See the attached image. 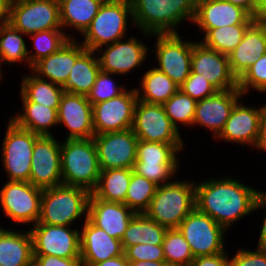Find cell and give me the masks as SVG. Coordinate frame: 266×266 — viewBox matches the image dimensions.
Listing matches in <instances>:
<instances>
[{"mask_svg":"<svg viewBox=\"0 0 266 266\" xmlns=\"http://www.w3.org/2000/svg\"><path fill=\"white\" fill-rule=\"evenodd\" d=\"M258 197L259 189L228 174L195 182L196 208L226 231L254 213Z\"/></svg>","mask_w":266,"mask_h":266,"instance_id":"obj_1","label":"cell"},{"mask_svg":"<svg viewBox=\"0 0 266 266\" xmlns=\"http://www.w3.org/2000/svg\"><path fill=\"white\" fill-rule=\"evenodd\" d=\"M133 22L142 36L180 34L179 26L187 21L192 25L196 0H130ZM179 30V31H177Z\"/></svg>","mask_w":266,"mask_h":266,"instance_id":"obj_2","label":"cell"},{"mask_svg":"<svg viewBox=\"0 0 266 266\" xmlns=\"http://www.w3.org/2000/svg\"><path fill=\"white\" fill-rule=\"evenodd\" d=\"M100 172L97 149L93 138L61 141L63 185L80 187L92 193L98 184Z\"/></svg>","mask_w":266,"mask_h":266,"instance_id":"obj_3","label":"cell"},{"mask_svg":"<svg viewBox=\"0 0 266 266\" xmlns=\"http://www.w3.org/2000/svg\"><path fill=\"white\" fill-rule=\"evenodd\" d=\"M177 179V180H176ZM157 186L145 214L168 229L177 228L196 207L195 180H179Z\"/></svg>","mask_w":266,"mask_h":266,"instance_id":"obj_4","label":"cell"},{"mask_svg":"<svg viewBox=\"0 0 266 266\" xmlns=\"http://www.w3.org/2000/svg\"><path fill=\"white\" fill-rule=\"evenodd\" d=\"M90 195L86 189L63 184L43 189L40 217L36 224L74 226L82 217L84 222L88 218Z\"/></svg>","mask_w":266,"mask_h":266,"instance_id":"obj_5","label":"cell"},{"mask_svg":"<svg viewBox=\"0 0 266 266\" xmlns=\"http://www.w3.org/2000/svg\"><path fill=\"white\" fill-rule=\"evenodd\" d=\"M130 23V24H129ZM134 26L130 0H105L79 42L88 50L124 39Z\"/></svg>","mask_w":266,"mask_h":266,"instance_id":"obj_6","label":"cell"},{"mask_svg":"<svg viewBox=\"0 0 266 266\" xmlns=\"http://www.w3.org/2000/svg\"><path fill=\"white\" fill-rule=\"evenodd\" d=\"M1 143V160L9 181L29 182L34 143L40 136L19 128L10 119Z\"/></svg>","mask_w":266,"mask_h":266,"instance_id":"obj_7","label":"cell"},{"mask_svg":"<svg viewBox=\"0 0 266 266\" xmlns=\"http://www.w3.org/2000/svg\"><path fill=\"white\" fill-rule=\"evenodd\" d=\"M3 184L0 188V205L4 217L16 226L36 224L40 217L43 189L24 181L7 180Z\"/></svg>","mask_w":266,"mask_h":266,"instance_id":"obj_8","label":"cell"},{"mask_svg":"<svg viewBox=\"0 0 266 266\" xmlns=\"http://www.w3.org/2000/svg\"><path fill=\"white\" fill-rule=\"evenodd\" d=\"M177 229L189 244L194 258L225 252L227 231L196 207Z\"/></svg>","mask_w":266,"mask_h":266,"instance_id":"obj_9","label":"cell"},{"mask_svg":"<svg viewBox=\"0 0 266 266\" xmlns=\"http://www.w3.org/2000/svg\"><path fill=\"white\" fill-rule=\"evenodd\" d=\"M151 38L156 39L155 49H150L158 63L154 66L180 86L191 72L192 40L179 34H152Z\"/></svg>","mask_w":266,"mask_h":266,"instance_id":"obj_10","label":"cell"},{"mask_svg":"<svg viewBox=\"0 0 266 266\" xmlns=\"http://www.w3.org/2000/svg\"><path fill=\"white\" fill-rule=\"evenodd\" d=\"M9 23L29 36L40 31L62 29L58 0H13Z\"/></svg>","mask_w":266,"mask_h":266,"instance_id":"obj_11","label":"cell"},{"mask_svg":"<svg viewBox=\"0 0 266 266\" xmlns=\"http://www.w3.org/2000/svg\"><path fill=\"white\" fill-rule=\"evenodd\" d=\"M150 47L146 43L129 35L112 44H107L95 50L101 71L118 76L131 74L133 70L141 69L149 59Z\"/></svg>","mask_w":266,"mask_h":266,"instance_id":"obj_12","label":"cell"},{"mask_svg":"<svg viewBox=\"0 0 266 266\" xmlns=\"http://www.w3.org/2000/svg\"><path fill=\"white\" fill-rule=\"evenodd\" d=\"M72 227L48 224H34L29 227L33 255L80 258V230L78 226Z\"/></svg>","mask_w":266,"mask_h":266,"instance_id":"obj_13","label":"cell"},{"mask_svg":"<svg viewBox=\"0 0 266 266\" xmlns=\"http://www.w3.org/2000/svg\"><path fill=\"white\" fill-rule=\"evenodd\" d=\"M133 132L142 141L184 143L181 132L172 124L162 104L140 100L134 109Z\"/></svg>","mask_w":266,"mask_h":266,"instance_id":"obj_14","label":"cell"},{"mask_svg":"<svg viewBox=\"0 0 266 266\" xmlns=\"http://www.w3.org/2000/svg\"><path fill=\"white\" fill-rule=\"evenodd\" d=\"M93 140L101 170L134 168L138 138L132 128L94 135Z\"/></svg>","mask_w":266,"mask_h":266,"instance_id":"obj_15","label":"cell"},{"mask_svg":"<svg viewBox=\"0 0 266 266\" xmlns=\"http://www.w3.org/2000/svg\"><path fill=\"white\" fill-rule=\"evenodd\" d=\"M29 182L41 189L62 185L61 141L54 135H41L36 139Z\"/></svg>","mask_w":266,"mask_h":266,"instance_id":"obj_16","label":"cell"},{"mask_svg":"<svg viewBox=\"0 0 266 266\" xmlns=\"http://www.w3.org/2000/svg\"><path fill=\"white\" fill-rule=\"evenodd\" d=\"M137 101L136 90L131 87L112 99L92 105L95 135L132 128Z\"/></svg>","mask_w":266,"mask_h":266,"instance_id":"obj_17","label":"cell"},{"mask_svg":"<svg viewBox=\"0 0 266 266\" xmlns=\"http://www.w3.org/2000/svg\"><path fill=\"white\" fill-rule=\"evenodd\" d=\"M191 71L201 74L218 91L238 88V80L231 72L228 56L206 47L197 39L192 40Z\"/></svg>","mask_w":266,"mask_h":266,"instance_id":"obj_18","label":"cell"},{"mask_svg":"<svg viewBox=\"0 0 266 266\" xmlns=\"http://www.w3.org/2000/svg\"><path fill=\"white\" fill-rule=\"evenodd\" d=\"M243 97L242 92L235 88L217 91L214 95L197 101L192 127L205 128L216 139L223 131L235 104Z\"/></svg>","mask_w":266,"mask_h":266,"instance_id":"obj_19","label":"cell"},{"mask_svg":"<svg viewBox=\"0 0 266 266\" xmlns=\"http://www.w3.org/2000/svg\"><path fill=\"white\" fill-rule=\"evenodd\" d=\"M241 98L232 109L225 127L216 138L218 141L239 144L242 147H252L257 142L259 135V121L262 114L261 106L247 105Z\"/></svg>","mask_w":266,"mask_h":266,"instance_id":"obj_20","label":"cell"},{"mask_svg":"<svg viewBox=\"0 0 266 266\" xmlns=\"http://www.w3.org/2000/svg\"><path fill=\"white\" fill-rule=\"evenodd\" d=\"M68 129L64 139H92V104L87 96L64 92L58 109V126Z\"/></svg>","mask_w":266,"mask_h":266,"instance_id":"obj_21","label":"cell"},{"mask_svg":"<svg viewBox=\"0 0 266 266\" xmlns=\"http://www.w3.org/2000/svg\"><path fill=\"white\" fill-rule=\"evenodd\" d=\"M252 16L243 8L224 0H196L195 24L201 36L209 29L237 24H252Z\"/></svg>","mask_w":266,"mask_h":266,"instance_id":"obj_22","label":"cell"},{"mask_svg":"<svg viewBox=\"0 0 266 266\" xmlns=\"http://www.w3.org/2000/svg\"><path fill=\"white\" fill-rule=\"evenodd\" d=\"M79 230L82 266H92L124 254L121 240L111 237L88 218L81 224Z\"/></svg>","mask_w":266,"mask_h":266,"instance_id":"obj_23","label":"cell"},{"mask_svg":"<svg viewBox=\"0 0 266 266\" xmlns=\"http://www.w3.org/2000/svg\"><path fill=\"white\" fill-rule=\"evenodd\" d=\"M86 50L78 39H70L57 52L36 62L31 71L43 80L64 86L76 59Z\"/></svg>","mask_w":266,"mask_h":266,"instance_id":"obj_24","label":"cell"},{"mask_svg":"<svg viewBox=\"0 0 266 266\" xmlns=\"http://www.w3.org/2000/svg\"><path fill=\"white\" fill-rule=\"evenodd\" d=\"M135 214L124 203L108 202L90 195L88 219L115 239L121 240Z\"/></svg>","mask_w":266,"mask_h":266,"instance_id":"obj_25","label":"cell"},{"mask_svg":"<svg viewBox=\"0 0 266 266\" xmlns=\"http://www.w3.org/2000/svg\"><path fill=\"white\" fill-rule=\"evenodd\" d=\"M266 53V31L261 23L253 22L245 31L242 41L228 55L229 66L237 80Z\"/></svg>","mask_w":266,"mask_h":266,"instance_id":"obj_26","label":"cell"},{"mask_svg":"<svg viewBox=\"0 0 266 266\" xmlns=\"http://www.w3.org/2000/svg\"><path fill=\"white\" fill-rule=\"evenodd\" d=\"M22 110L11 115L9 119L19 128L38 135L51 136V128L58 126V109L30 102L19 93Z\"/></svg>","mask_w":266,"mask_h":266,"instance_id":"obj_27","label":"cell"},{"mask_svg":"<svg viewBox=\"0 0 266 266\" xmlns=\"http://www.w3.org/2000/svg\"><path fill=\"white\" fill-rule=\"evenodd\" d=\"M33 246L30 231L0 226V266H32Z\"/></svg>","mask_w":266,"mask_h":266,"instance_id":"obj_28","label":"cell"},{"mask_svg":"<svg viewBox=\"0 0 266 266\" xmlns=\"http://www.w3.org/2000/svg\"><path fill=\"white\" fill-rule=\"evenodd\" d=\"M60 23L64 32L76 30L82 35L90 26L105 0H58Z\"/></svg>","mask_w":266,"mask_h":266,"instance_id":"obj_29","label":"cell"},{"mask_svg":"<svg viewBox=\"0 0 266 266\" xmlns=\"http://www.w3.org/2000/svg\"><path fill=\"white\" fill-rule=\"evenodd\" d=\"M138 83L140 87H134L138 100L150 104H164L178 90L175 84L165 73L156 67H148Z\"/></svg>","mask_w":266,"mask_h":266,"instance_id":"obj_30","label":"cell"},{"mask_svg":"<svg viewBox=\"0 0 266 266\" xmlns=\"http://www.w3.org/2000/svg\"><path fill=\"white\" fill-rule=\"evenodd\" d=\"M95 51L86 49L74 63L69 78L63 86L65 92L87 96L100 72Z\"/></svg>","mask_w":266,"mask_h":266,"instance_id":"obj_31","label":"cell"},{"mask_svg":"<svg viewBox=\"0 0 266 266\" xmlns=\"http://www.w3.org/2000/svg\"><path fill=\"white\" fill-rule=\"evenodd\" d=\"M167 229L145 213H136L121 238L123 250L137 244L162 245Z\"/></svg>","mask_w":266,"mask_h":266,"instance_id":"obj_32","label":"cell"},{"mask_svg":"<svg viewBox=\"0 0 266 266\" xmlns=\"http://www.w3.org/2000/svg\"><path fill=\"white\" fill-rule=\"evenodd\" d=\"M29 73L21 79L20 93L30 102L59 109L61 97L65 92L63 87L48 80L40 79L31 71Z\"/></svg>","mask_w":266,"mask_h":266,"instance_id":"obj_33","label":"cell"},{"mask_svg":"<svg viewBox=\"0 0 266 266\" xmlns=\"http://www.w3.org/2000/svg\"><path fill=\"white\" fill-rule=\"evenodd\" d=\"M133 171V169L124 168L101 170L98 184L92 194L97 199L125 204Z\"/></svg>","mask_w":266,"mask_h":266,"instance_id":"obj_34","label":"cell"},{"mask_svg":"<svg viewBox=\"0 0 266 266\" xmlns=\"http://www.w3.org/2000/svg\"><path fill=\"white\" fill-rule=\"evenodd\" d=\"M186 143H161L138 140L135 163L152 165H180L179 155ZM181 153V154H180Z\"/></svg>","mask_w":266,"mask_h":266,"instance_id":"obj_35","label":"cell"},{"mask_svg":"<svg viewBox=\"0 0 266 266\" xmlns=\"http://www.w3.org/2000/svg\"><path fill=\"white\" fill-rule=\"evenodd\" d=\"M24 33L14 28L10 23L0 25V61L2 65L24 63L29 67L28 45Z\"/></svg>","mask_w":266,"mask_h":266,"instance_id":"obj_36","label":"cell"},{"mask_svg":"<svg viewBox=\"0 0 266 266\" xmlns=\"http://www.w3.org/2000/svg\"><path fill=\"white\" fill-rule=\"evenodd\" d=\"M67 32L68 30L64 32L63 29H51L29 35L28 38L33 42V49H28L29 69L42 58L57 52L70 39L76 38L73 33Z\"/></svg>","mask_w":266,"mask_h":266,"instance_id":"obj_37","label":"cell"},{"mask_svg":"<svg viewBox=\"0 0 266 266\" xmlns=\"http://www.w3.org/2000/svg\"><path fill=\"white\" fill-rule=\"evenodd\" d=\"M251 24H237L209 29L199 39L206 47L229 55L242 41L245 31Z\"/></svg>","mask_w":266,"mask_h":266,"instance_id":"obj_38","label":"cell"},{"mask_svg":"<svg viewBox=\"0 0 266 266\" xmlns=\"http://www.w3.org/2000/svg\"><path fill=\"white\" fill-rule=\"evenodd\" d=\"M157 185L134 171L127 189L125 204L135 213H145L155 195Z\"/></svg>","mask_w":266,"mask_h":266,"instance_id":"obj_39","label":"cell"},{"mask_svg":"<svg viewBox=\"0 0 266 266\" xmlns=\"http://www.w3.org/2000/svg\"><path fill=\"white\" fill-rule=\"evenodd\" d=\"M162 247L169 266H190L194 259L189 244L177 228L167 229Z\"/></svg>","mask_w":266,"mask_h":266,"instance_id":"obj_40","label":"cell"},{"mask_svg":"<svg viewBox=\"0 0 266 266\" xmlns=\"http://www.w3.org/2000/svg\"><path fill=\"white\" fill-rule=\"evenodd\" d=\"M163 107L166 115L178 131L182 125L183 127L187 126V128L192 127L196 101L180 89L163 104Z\"/></svg>","mask_w":266,"mask_h":266,"instance_id":"obj_41","label":"cell"},{"mask_svg":"<svg viewBox=\"0 0 266 266\" xmlns=\"http://www.w3.org/2000/svg\"><path fill=\"white\" fill-rule=\"evenodd\" d=\"M117 76L118 75L106 73L100 70L96 77L95 83L91 88V91L87 95L88 101L92 105L101 103L122 94L126 89H128L126 86H124V84L118 85L119 79L116 81L114 80V78Z\"/></svg>","mask_w":266,"mask_h":266,"instance_id":"obj_42","label":"cell"},{"mask_svg":"<svg viewBox=\"0 0 266 266\" xmlns=\"http://www.w3.org/2000/svg\"><path fill=\"white\" fill-rule=\"evenodd\" d=\"M238 89L244 96H249L252 90L255 93L266 94V53L256 59L253 65L238 79Z\"/></svg>","mask_w":266,"mask_h":266,"instance_id":"obj_43","label":"cell"},{"mask_svg":"<svg viewBox=\"0 0 266 266\" xmlns=\"http://www.w3.org/2000/svg\"><path fill=\"white\" fill-rule=\"evenodd\" d=\"M134 172L151 180L157 186L171 183L177 176L179 165H152L146 163H135Z\"/></svg>","mask_w":266,"mask_h":266,"instance_id":"obj_44","label":"cell"},{"mask_svg":"<svg viewBox=\"0 0 266 266\" xmlns=\"http://www.w3.org/2000/svg\"><path fill=\"white\" fill-rule=\"evenodd\" d=\"M179 89L193 98L196 102L201 101L206 97L214 95L218 90L209 82L203 78L201 74L190 72V75L179 86Z\"/></svg>","mask_w":266,"mask_h":266,"instance_id":"obj_45","label":"cell"},{"mask_svg":"<svg viewBox=\"0 0 266 266\" xmlns=\"http://www.w3.org/2000/svg\"><path fill=\"white\" fill-rule=\"evenodd\" d=\"M124 255L128 261H165L162 245L137 244L127 247Z\"/></svg>","mask_w":266,"mask_h":266,"instance_id":"obj_46","label":"cell"},{"mask_svg":"<svg viewBox=\"0 0 266 266\" xmlns=\"http://www.w3.org/2000/svg\"><path fill=\"white\" fill-rule=\"evenodd\" d=\"M230 256V266H266V249L238 248Z\"/></svg>","mask_w":266,"mask_h":266,"instance_id":"obj_47","label":"cell"},{"mask_svg":"<svg viewBox=\"0 0 266 266\" xmlns=\"http://www.w3.org/2000/svg\"><path fill=\"white\" fill-rule=\"evenodd\" d=\"M32 266H82L80 258H59L51 255H33Z\"/></svg>","mask_w":266,"mask_h":266,"instance_id":"obj_48","label":"cell"},{"mask_svg":"<svg viewBox=\"0 0 266 266\" xmlns=\"http://www.w3.org/2000/svg\"><path fill=\"white\" fill-rule=\"evenodd\" d=\"M229 252L226 251L212 256L195 257L190 266H230Z\"/></svg>","mask_w":266,"mask_h":266,"instance_id":"obj_49","label":"cell"},{"mask_svg":"<svg viewBox=\"0 0 266 266\" xmlns=\"http://www.w3.org/2000/svg\"><path fill=\"white\" fill-rule=\"evenodd\" d=\"M262 105V114L259 121V135L254 149L266 152V104Z\"/></svg>","mask_w":266,"mask_h":266,"instance_id":"obj_50","label":"cell"},{"mask_svg":"<svg viewBox=\"0 0 266 266\" xmlns=\"http://www.w3.org/2000/svg\"><path fill=\"white\" fill-rule=\"evenodd\" d=\"M260 209L261 210L265 209L264 212H266V200L258 197L254 211L258 212ZM262 221H261L262 224L260 225L261 230L259 232V239L256 248L266 249V213L264 214Z\"/></svg>","mask_w":266,"mask_h":266,"instance_id":"obj_51","label":"cell"},{"mask_svg":"<svg viewBox=\"0 0 266 266\" xmlns=\"http://www.w3.org/2000/svg\"><path fill=\"white\" fill-rule=\"evenodd\" d=\"M245 9L251 16L256 11L258 0H224Z\"/></svg>","mask_w":266,"mask_h":266,"instance_id":"obj_52","label":"cell"},{"mask_svg":"<svg viewBox=\"0 0 266 266\" xmlns=\"http://www.w3.org/2000/svg\"><path fill=\"white\" fill-rule=\"evenodd\" d=\"M13 0H0V25L9 23Z\"/></svg>","mask_w":266,"mask_h":266,"instance_id":"obj_53","label":"cell"},{"mask_svg":"<svg viewBox=\"0 0 266 266\" xmlns=\"http://www.w3.org/2000/svg\"><path fill=\"white\" fill-rule=\"evenodd\" d=\"M92 266H130L129 261L126 259L125 255L116 256L106 261H102Z\"/></svg>","mask_w":266,"mask_h":266,"instance_id":"obj_54","label":"cell"},{"mask_svg":"<svg viewBox=\"0 0 266 266\" xmlns=\"http://www.w3.org/2000/svg\"><path fill=\"white\" fill-rule=\"evenodd\" d=\"M254 22L262 23L266 21V0H258L256 11L252 15Z\"/></svg>","mask_w":266,"mask_h":266,"instance_id":"obj_55","label":"cell"},{"mask_svg":"<svg viewBox=\"0 0 266 266\" xmlns=\"http://www.w3.org/2000/svg\"><path fill=\"white\" fill-rule=\"evenodd\" d=\"M130 266H169L165 261H129Z\"/></svg>","mask_w":266,"mask_h":266,"instance_id":"obj_56","label":"cell"},{"mask_svg":"<svg viewBox=\"0 0 266 266\" xmlns=\"http://www.w3.org/2000/svg\"><path fill=\"white\" fill-rule=\"evenodd\" d=\"M259 198L266 200V191L259 190Z\"/></svg>","mask_w":266,"mask_h":266,"instance_id":"obj_57","label":"cell"},{"mask_svg":"<svg viewBox=\"0 0 266 266\" xmlns=\"http://www.w3.org/2000/svg\"><path fill=\"white\" fill-rule=\"evenodd\" d=\"M2 67H4V66H2V64H1V61H0V83H1V81H2V79H4L2 76H4L3 75V71H2Z\"/></svg>","mask_w":266,"mask_h":266,"instance_id":"obj_58","label":"cell"},{"mask_svg":"<svg viewBox=\"0 0 266 266\" xmlns=\"http://www.w3.org/2000/svg\"><path fill=\"white\" fill-rule=\"evenodd\" d=\"M261 24L263 25V27H264V29L266 31V21L262 22Z\"/></svg>","mask_w":266,"mask_h":266,"instance_id":"obj_59","label":"cell"}]
</instances>
